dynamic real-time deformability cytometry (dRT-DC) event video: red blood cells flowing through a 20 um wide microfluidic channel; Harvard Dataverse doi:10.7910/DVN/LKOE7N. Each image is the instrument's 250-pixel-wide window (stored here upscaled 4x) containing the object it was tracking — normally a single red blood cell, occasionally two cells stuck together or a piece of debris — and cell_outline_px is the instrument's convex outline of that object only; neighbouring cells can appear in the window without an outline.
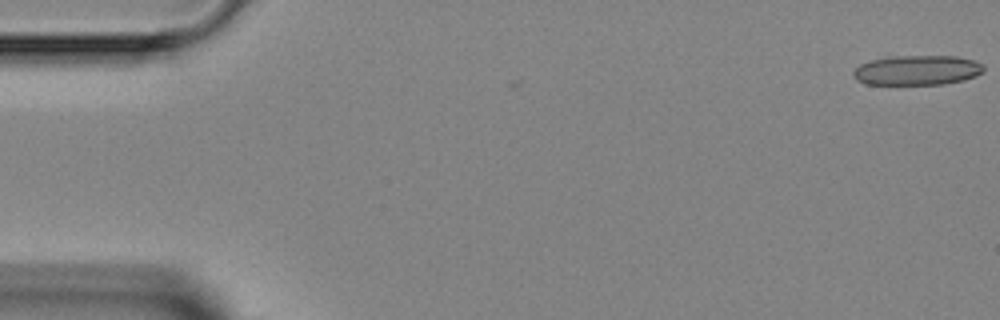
{"species": "Egyptian fruit bat (a non-hibernating species)", "species_latin": "Rousettus aegyptiacus", "temperature_condition": "room temperature", "stored_images_in_passage": 2, "camera_frame_rate_fps": 3000, "um_per_image_px": 0.085, "animal": {"sex": "female"}, "frame": {"image": 1, "passage_image": 1, "time_ms": 0.0, "image_size_px": [1000, 320], "cell_outline_px": [[984, 72], [976, 76], [964, 80], [944, 84], [864, 84], [856, 80], [852, 76], [852, 72], [860, 64], [884, 56], [956, 56], [972, 60], [984, 64]], "centroid_in_image_um": [77.95, 5.96], "position_along_channel_um": 7.1, "area_um2": 22.89}}